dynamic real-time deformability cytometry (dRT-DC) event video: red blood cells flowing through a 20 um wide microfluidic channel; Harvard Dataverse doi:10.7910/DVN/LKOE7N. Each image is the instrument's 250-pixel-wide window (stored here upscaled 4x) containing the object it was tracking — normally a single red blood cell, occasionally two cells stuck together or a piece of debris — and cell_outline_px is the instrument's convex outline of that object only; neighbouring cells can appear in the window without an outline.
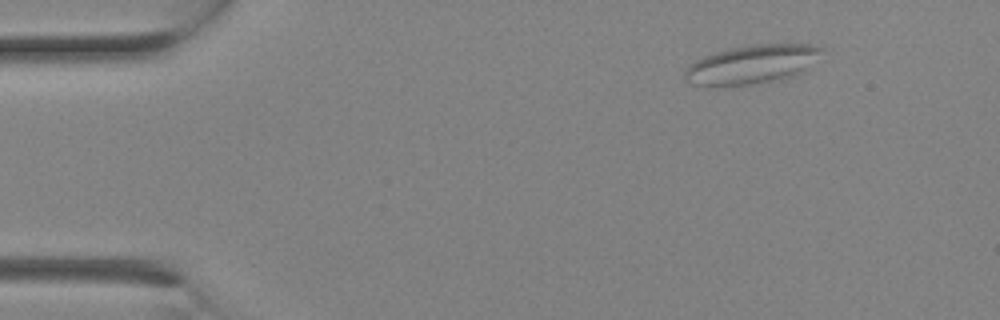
{"species": "Egyptian fruit bat (a non-hibernating species)", "species_latin": "Rousettus aegyptiacus", "temperature_condition": "room temperature", "stored_images_in_passage": 2, "camera_frame_rate_fps": 3000, "um_per_image_px": 0.085, "animal": {"sex": "female"}, "frame": {"image": 1, "passage_image": 1, "time_ms": 0.0, "image_size_px": [1000, 320], "cell_outline_px": [[824, 48], [800, 72], [792, 76], [772, 80], [748, 84], [692, 84], [684, 80], [684, 72], [696, 60], [704, 56], [728, 48], [756, 44], [812, 44]], "centroid_in_image_um": [63.87, 5.44], "position_along_channel_um": 21.1, "area_um2": 29.71}}